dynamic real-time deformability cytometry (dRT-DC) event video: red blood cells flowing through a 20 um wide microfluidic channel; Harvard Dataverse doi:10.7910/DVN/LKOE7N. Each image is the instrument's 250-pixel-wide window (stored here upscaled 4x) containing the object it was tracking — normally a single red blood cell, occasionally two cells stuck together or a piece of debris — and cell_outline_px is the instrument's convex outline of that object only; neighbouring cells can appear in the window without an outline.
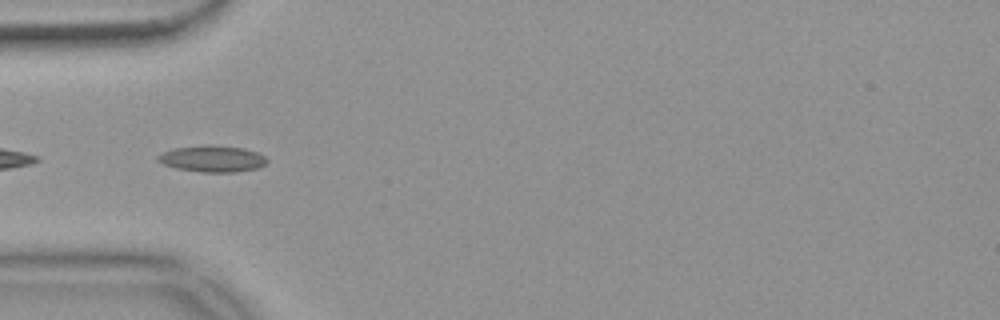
{"species": "common noctule bat (a hibernating species)", "species_latin": "Nyctalus noctula", "temperature_condition": "warm", "stored_images_in_passage": 5, "camera_frame_rate_fps": 3000, "um_per_image_px": 0.085, "animal": {"sex": "female", "body_mass_g": 18.4}, "frame": {"image": 1, "passage_image": 3, "time_ms": 0.667, "image_size_px": [1000, 320], "cell_outline_px": [[268, 160], [260, 168], [236, 172], [200, 172], [176, 168], [164, 164], [156, 160], [156, 156], [164, 152], [176, 148], [204, 144], [212, 144], [244, 148], [256, 152], [264, 156]], "centroid_in_image_um": [18.06, 13.49], "position_along_channel_um": 66.9, "area_um2": 16.94}}